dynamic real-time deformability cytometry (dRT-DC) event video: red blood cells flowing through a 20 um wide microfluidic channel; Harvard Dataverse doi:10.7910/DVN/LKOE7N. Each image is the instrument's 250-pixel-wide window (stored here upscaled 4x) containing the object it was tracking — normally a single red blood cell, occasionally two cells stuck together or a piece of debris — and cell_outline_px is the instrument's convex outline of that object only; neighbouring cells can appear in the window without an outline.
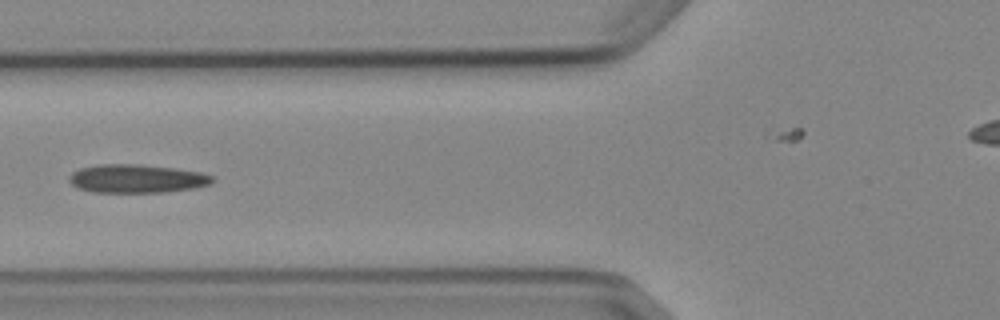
{"species": "Egyptian fruit bat (a non-hibernating species)", "species_latin": "Rousettus aegyptiacus", "temperature_condition": "cold", "stored_images_in_passage": 4, "camera_frame_rate_fps": 3000, "um_per_image_px": 0.085, "animal": {"sex": "female"}, "frame": {"image": 1, "passage_image": 2, "time_ms": 1.333, "image_size_px": [1000, 320], "cell_outline_px": [[216, 180], [212, 184], [192, 188], [164, 192], [92, 192], [80, 188], [72, 184], [68, 180], [68, 176], [72, 172], [80, 168], [100, 164], [140, 164], [176, 168], [200, 172], [216, 176]], "centroid_in_image_um": [11.66, 15.17], "position_along_channel_um": 114.1, "area_um2": 23.93}}